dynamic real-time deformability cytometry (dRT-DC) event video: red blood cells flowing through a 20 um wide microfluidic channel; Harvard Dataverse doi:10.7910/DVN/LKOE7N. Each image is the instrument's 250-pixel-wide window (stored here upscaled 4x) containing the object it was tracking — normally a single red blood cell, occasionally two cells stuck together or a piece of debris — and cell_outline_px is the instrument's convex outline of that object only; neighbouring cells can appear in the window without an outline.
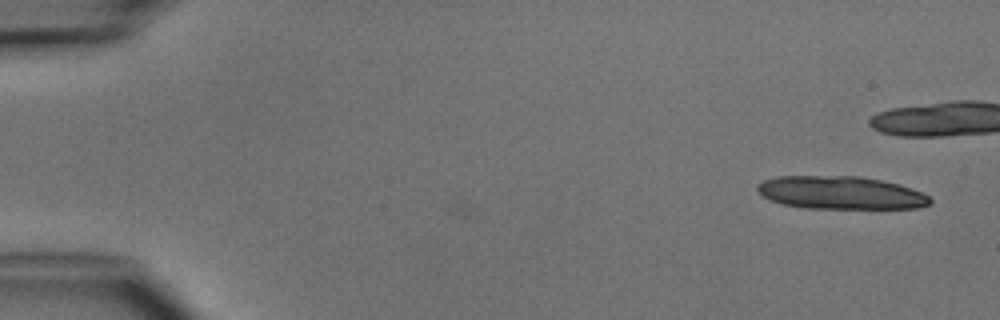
{"species": "common noctule bat (a hibernating species)", "species_latin": "Nyctalus noctula", "temperature_condition": "cold", "stored_images_in_passage": 3, "camera_frame_rate_fps": 3000, "um_per_image_px": 0.085, "animal": {"sex": "male", "body_mass_g": 15.6}, "frame": {"image": 1, "passage_image": 3, "time_ms": 2.333, "image_size_px": [1000, 320], "cell_outline_px": [[932, 204], [916, 208], [804, 208], [780, 204], [764, 196], [756, 188], [756, 184], [764, 180], [780, 176], [860, 176], [900, 184], [912, 188], [928, 196], [932, 200]], "centroid_in_image_um": [71.47, 16.38], "position_along_channel_um": 13.5, "area_um2": 33.18}}